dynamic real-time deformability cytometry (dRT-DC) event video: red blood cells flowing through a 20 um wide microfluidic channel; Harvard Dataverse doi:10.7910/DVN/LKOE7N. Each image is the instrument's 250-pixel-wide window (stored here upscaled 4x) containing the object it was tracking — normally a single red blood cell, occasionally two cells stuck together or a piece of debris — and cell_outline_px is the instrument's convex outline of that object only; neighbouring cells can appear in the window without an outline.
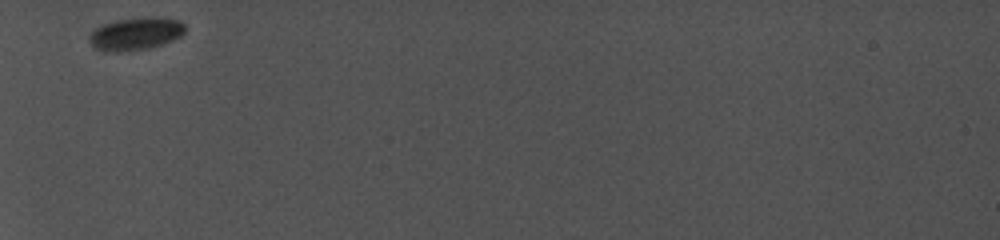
{"species": "common noctule bat (a hibernating species)", "species_latin": "Nyctalus noctula", "temperature_condition": "cold", "stored_images_in_passage": 33, "camera_frame_rate_fps": 5000, "um_per_image_px": 0.085, "animal": {"sex": "female", "body_mass_g": 19.0, "forearm_length_mm": 56.7}, "frame": {"image": 1, "passage_image": 1, "time_ms": 0.0, "image_size_px": [1000, 240], "cell_outline_px": [[184, 32], [180, 36], [172, 40], [148, 48], [116, 52], [104, 52], [96, 48], [92, 44], [88, 36], [100, 24], [116, 20], [180, 20], [184, 24]], "centroid_in_image_um": [11.44, 2.92], "position_along_channel_um": 73.6, "area_um2": 17.22}}
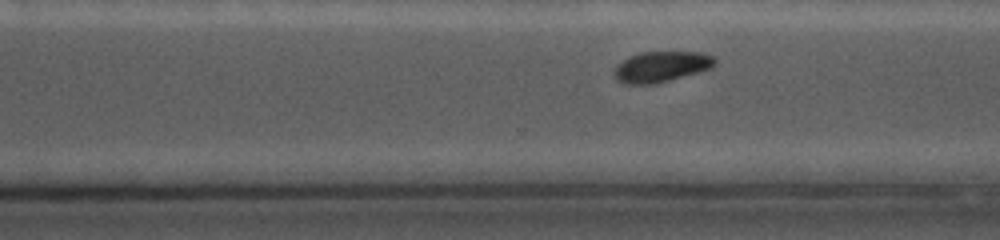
{"frame": {"image": 2, "passage_image": 19, "time_ms": 6.6, "image_size_px": [1000, 240], "cell_outline_px": [[716, 64], [712, 68], [700, 72], [656, 84], [624, 84], [616, 80], [612, 72], [624, 60], [632, 56], [644, 52], [704, 52], [712, 56], [716, 60]], "centroid_in_image_um": [56.25, 5.68], "position_along_channel_um": 314.4, "area_um2": 18.03}}
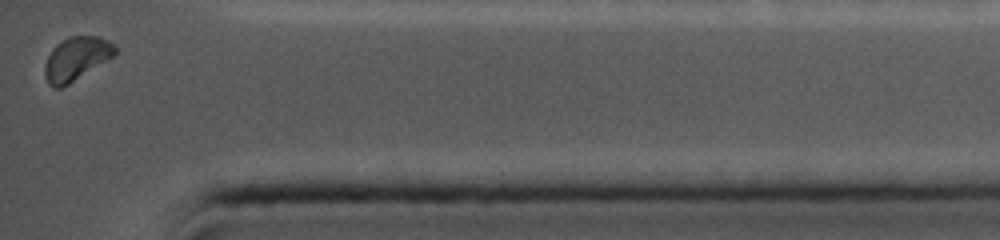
{"frame": {"image": 3, "passage_image": 33, "time_ms": 9.6, "image_size_px": [1000, 240], "cell_outline_px": [[116, 52], [112, 56], [68, 84], [60, 88], [52, 88], [48, 84], [44, 76], [44, 64], [52, 48], [56, 44], [72, 36], [96, 36], [108, 40], [116, 48]], "centroid_in_image_um": [6.42, 5.0], "position_along_channel_um": 428.8, "area_um2": 17.4}}